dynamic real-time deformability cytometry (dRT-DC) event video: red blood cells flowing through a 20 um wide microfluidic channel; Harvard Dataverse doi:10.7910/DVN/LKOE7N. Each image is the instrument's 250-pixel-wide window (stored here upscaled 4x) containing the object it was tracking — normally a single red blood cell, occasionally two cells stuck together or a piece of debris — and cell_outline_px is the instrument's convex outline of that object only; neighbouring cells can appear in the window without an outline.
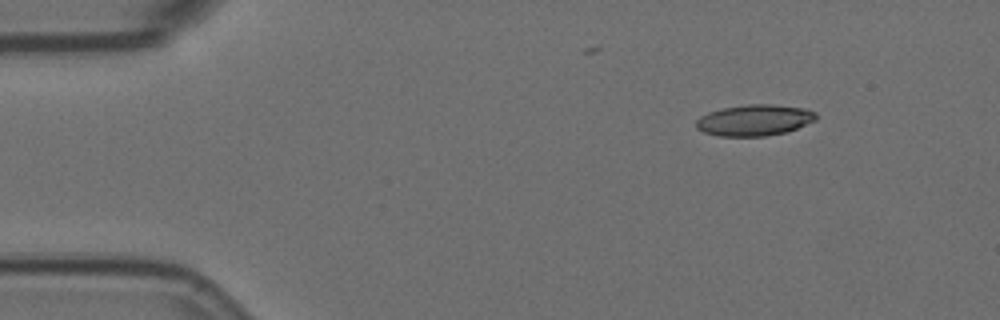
{"species": "Egyptian fruit bat (a non-hibernating species)", "species_latin": "Rousettus aegyptiacus", "temperature_condition": "room temperature", "stored_images_in_passage": 5, "camera_frame_rate_fps": 3000, "um_per_image_px": 0.085, "animal": {"sex": "female"}, "frame": {"image": 1, "passage_image": 1, "time_ms": 0.0, "image_size_px": [1000, 320], "cell_outline_px": [[816, 120], [788, 132], [764, 136], [720, 136], [704, 132], [696, 128], [696, 120], [700, 116], [708, 112], [720, 108], [748, 104], [772, 104], [804, 108], [816, 112]], "centroid_in_image_um": [64.12, 10.21], "position_along_channel_um": 20.9, "area_um2": 21.91}}